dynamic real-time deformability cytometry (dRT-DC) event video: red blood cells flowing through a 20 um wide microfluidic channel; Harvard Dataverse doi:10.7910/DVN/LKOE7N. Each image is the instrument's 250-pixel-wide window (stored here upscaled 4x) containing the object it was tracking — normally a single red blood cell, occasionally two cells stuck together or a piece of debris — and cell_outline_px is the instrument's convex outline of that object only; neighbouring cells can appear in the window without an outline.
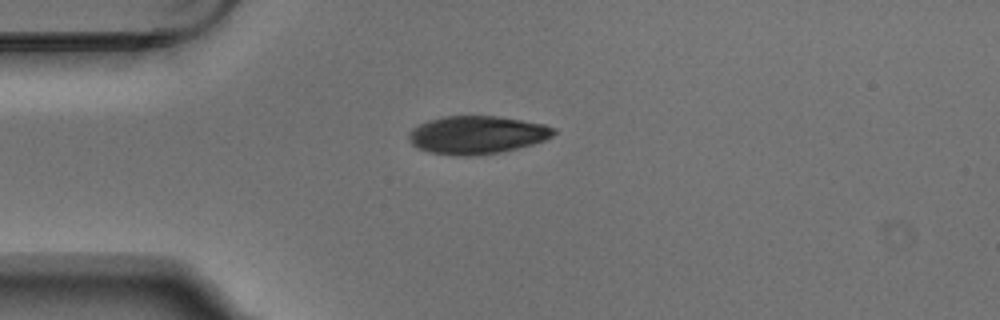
{"species": "Egyptian fruit bat (a non-hibernating species)", "species_latin": "Rousettus aegyptiacus", "temperature_condition": "warm", "stored_images_in_passage": 1, "camera_frame_rate_fps": 3000, "um_per_image_px": 0.085, "animal": {"sex": "male"}, "frame": {"image": 1, "passage_image": 1, "time_ms": 0.0, "image_size_px": [1000, 320], "cell_outline_px": [[556, 132], [552, 136], [544, 140], [532, 144], [500, 152], [464, 156], [428, 152], [416, 148], [408, 140], [408, 132], [412, 128], [428, 120], [444, 116], [500, 116], [544, 124], [556, 128]], "centroid_in_image_um": [40.51, 11.45], "position_along_channel_um": 44.5, "area_um2": 32.08}}